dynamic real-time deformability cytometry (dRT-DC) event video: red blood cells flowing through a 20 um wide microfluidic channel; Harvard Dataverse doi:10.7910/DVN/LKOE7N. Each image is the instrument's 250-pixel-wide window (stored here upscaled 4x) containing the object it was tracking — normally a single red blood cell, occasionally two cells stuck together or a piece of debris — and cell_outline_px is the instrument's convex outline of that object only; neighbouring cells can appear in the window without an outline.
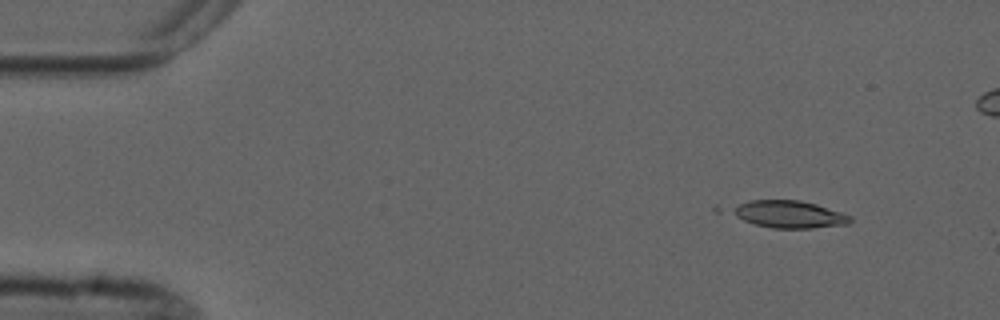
{"species": "common noctule bat (a hibernating species)", "species_latin": "Nyctalus noctula", "temperature_condition": "cold", "stored_images_in_passage": 5, "segment_of_instrument_passage": [2, 2], "camera_frame_rate_fps": 3000, "um_per_image_px": 0.085, "animal": {"sex": "male", "forearm_length_mm": 52.5}, "frame": {"image": 1, "passage_image": 5, "time_ms": 5.667, "image_size_px": [1000, 320], "cell_outline_px": [[852, 220], [848, 224], [812, 228], [772, 228], [756, 224], [712, 212], [712, 208], [716, 204], [748, 200], [800, 200], [816, 204], [852, 216]], "centroid_in_image_um": [66.54, 18.17], "position_along_channel_um": 18.5, "area_um2": 20.75}}